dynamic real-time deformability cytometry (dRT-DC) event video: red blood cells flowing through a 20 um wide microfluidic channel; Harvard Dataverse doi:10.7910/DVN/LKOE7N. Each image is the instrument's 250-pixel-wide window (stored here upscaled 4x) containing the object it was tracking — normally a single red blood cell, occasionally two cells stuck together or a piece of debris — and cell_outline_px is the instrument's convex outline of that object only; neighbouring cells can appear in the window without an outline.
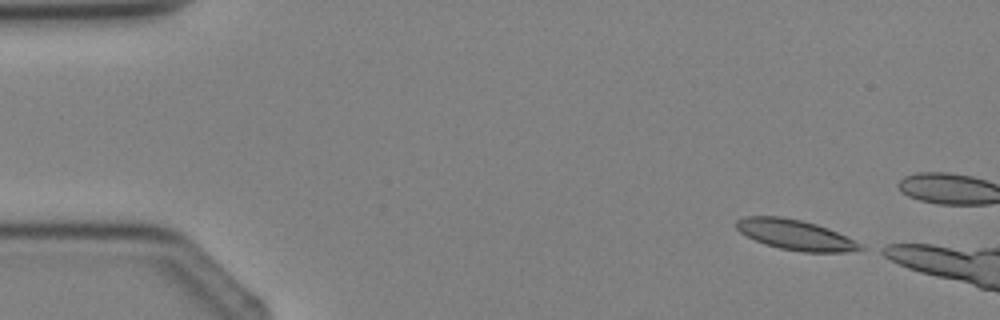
{"species": "Egyptian fruit bat (a non-hibernating species)", "species_latin": "Rousettus aegyptiacus", "temperature_condition": "cold", "stored_images_in_passage": 2, "camera_frame_rate_fps": 3000, "um_per_image_px": 0.085, "animal": {"sex": "female"}, "frame": {"image": 1, "passage_image": 1, "time_ms": 0.0, "image_size_px": [1000, 320], "cell_outline_px": [[868, 248], [844, 252], [804, 252], [780, 248], [764, 244], [740, 232], [736, 228], [736, 220], [744, 216], [780, 216], [800, 220], [816, 224], [828, 228]], "centroid_in_image_um": [67.57, 19.95], "position_along_channel_um": 17.4, "area_um2": 21.56}}